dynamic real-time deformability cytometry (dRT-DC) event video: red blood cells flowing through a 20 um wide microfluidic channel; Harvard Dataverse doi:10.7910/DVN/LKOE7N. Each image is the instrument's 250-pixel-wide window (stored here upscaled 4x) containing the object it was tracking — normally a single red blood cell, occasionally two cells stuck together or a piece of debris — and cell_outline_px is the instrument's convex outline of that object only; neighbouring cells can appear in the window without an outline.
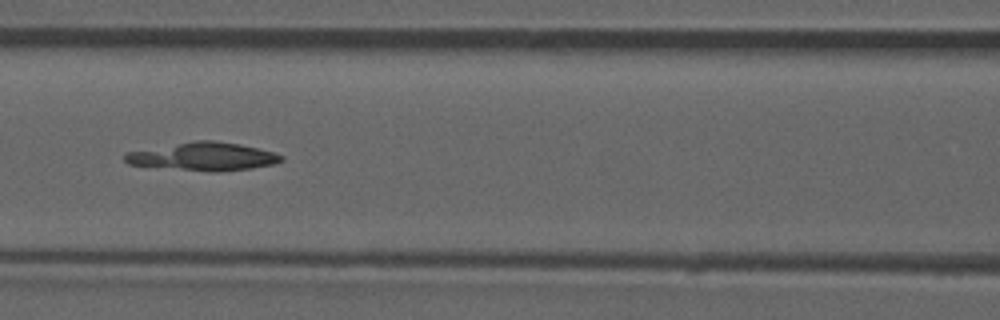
{"species": "common noctule bat (a hibernating species)", "species_latin": "Nyctalus noctula", "temperature_condition": "room temperature", "stored_images_in_passage": 53, "camera_frame_rate_fps": 3000, "um_per_image_px": 0.085, "animal": {"sex": "male", "forearm_length_mm": 52.5}, "frame": {"image": 1, "passage_image": 23, "time_ms": 7.333, "image_size_px": [1000, 320], "cell_outline_px": [[284, 160], [276, 164], [252, 168], [212, 172], [128, 164], [124, 160], [124, 152], [192, 140], [216, 140], [240, 144], [272, 152], [284, 156]], "centroid_in_image_um": [17.27, 13.29], "position_along_channel_um": 149.3, "area_um2": 25.72}}